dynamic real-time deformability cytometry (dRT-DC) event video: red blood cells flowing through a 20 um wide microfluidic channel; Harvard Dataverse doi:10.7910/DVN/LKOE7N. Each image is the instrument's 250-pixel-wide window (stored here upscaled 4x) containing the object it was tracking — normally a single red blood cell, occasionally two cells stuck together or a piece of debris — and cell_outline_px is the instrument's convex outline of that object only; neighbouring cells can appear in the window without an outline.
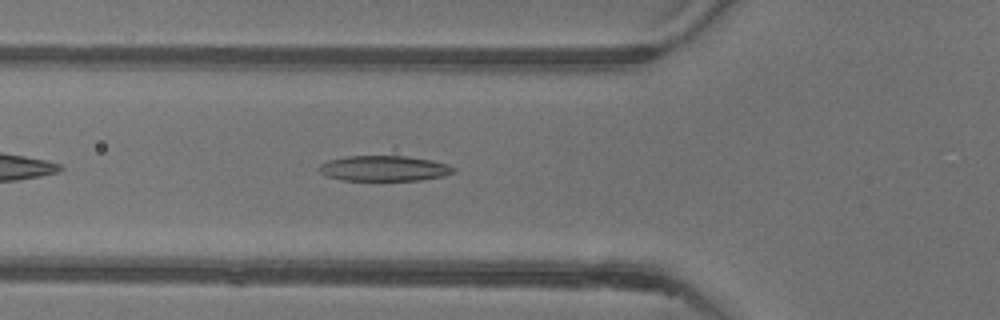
{"species": "common noctule bat (a hibernating species)", "species_latin": "Nyctalus noctula", "temperature_condition": "warm", "stored_images_in_passage": 40, "camera_frame_rate_fps": 3000, "um_per_image_px": 0.085, "animal": {"sex": "female"}, "frame": {"image": 1, "passage_image": 6, "time_ms": 1.667, "image_size_px": [1000, 320], "cell_outline_px": [[456, 172], [444, 176], [420, 180], [340, 180], [328, 176], [320, 172], [320, 164], [328, 160], [348, 156], [408, 156], [432, 160], [448, 164], [456, 168]], "centroid_in_image_um": [32.7, 14.31], "position_along_channel_um": 93.1, "area_um2": 19.94}}
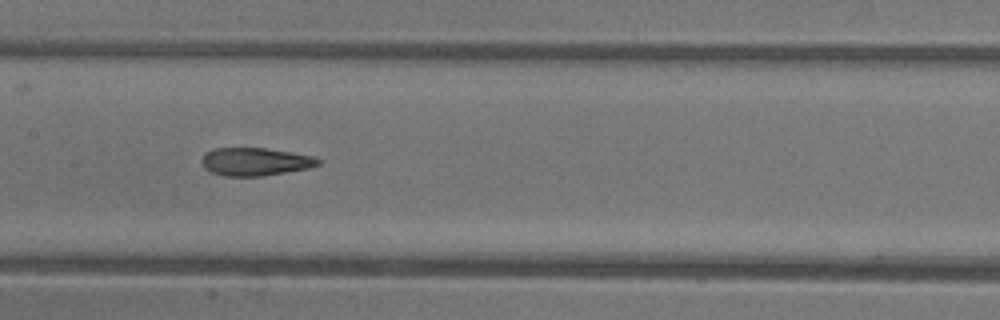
{"frame": {"image": 2, "passage_image": 13, "time_ms": 4.0, "image_size_px": [1000, 320], "cell_outline_px": [[320, 164], [308, 168], [264, 176], [224, 176], [208, 172], [204, 168], [200, 160], [212, 148], [268, 148], [292, 152], [312, 156], [320, 160]], "centroid_in_image_um": [21.66, 13.75], "position_along_channel_um": 185.7, "area_um2": 19.07}}
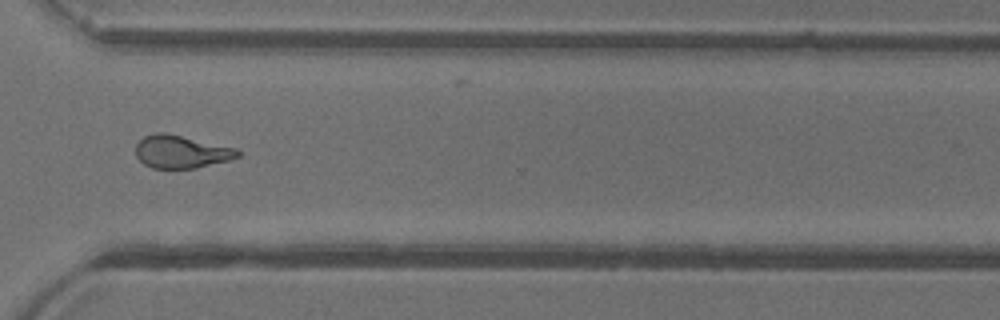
{"frame": {"image": 3, "passage_image": 26, "time_ms": 8.333, "image_size_px": [1000, 320], "cell_outline_px": [[240, 156], [228, 160], [196, 168], [152, 168], [144, 164], [136, 156], [136, 144], [144, 136], [156, 132], [164, 132], [236, 148], [240, 152]], "centroid_in_image_um": [15.38, 12.89], "position_along_channel_um": 355.2, "area_um2": 19.36}, "authors_computed_cell_mechanics": {"area_um2": 19.7676, "velocity_mm_per_s": 3.9309, "shape_relaxation_time_tau1_ms": 7.3783, "shape_relaxation_time_tau2_ms": 2.5107, "deformation_change_tau1": 0.228, "deformation_change_tau2": 0.1129}}